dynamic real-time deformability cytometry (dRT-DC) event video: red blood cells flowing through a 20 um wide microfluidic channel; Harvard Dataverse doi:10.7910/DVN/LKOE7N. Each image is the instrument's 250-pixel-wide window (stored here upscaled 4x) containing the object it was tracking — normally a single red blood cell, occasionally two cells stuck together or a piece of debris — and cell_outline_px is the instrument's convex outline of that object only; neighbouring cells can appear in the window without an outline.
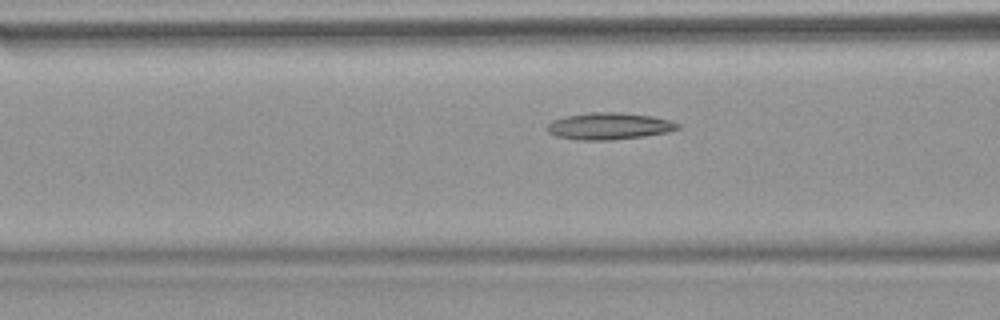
{"species": "common noctule bat (a hibernating species)", "species_latin": "Nyctalus noctula", "temperature_condition": "warm", "stored_images_in_passage": 53, "camera_frame_rate_fps": 3000, "um_per_image_px": 0.085, "animal": {"sex": "female", "body_mass_g": 18.4}, "frame": {"image": 1, "passage_image": 21, "time_ms": 6.667, "image_size_px": [1000, 320], "cell_outline_px": [[680, 128], [668, 132], [644, 136], [612, 140], [576, 140], [556, 136], [548, 132], [544, 128], [552, 120], [564, 116], [592, 112], [616, 112], [652, 116], [668, 120], [680, 124]], "centroid_in_image_um": [51.73, 10.72], "position_along_channel_um": 114.9, "area_um2": 20.52}}
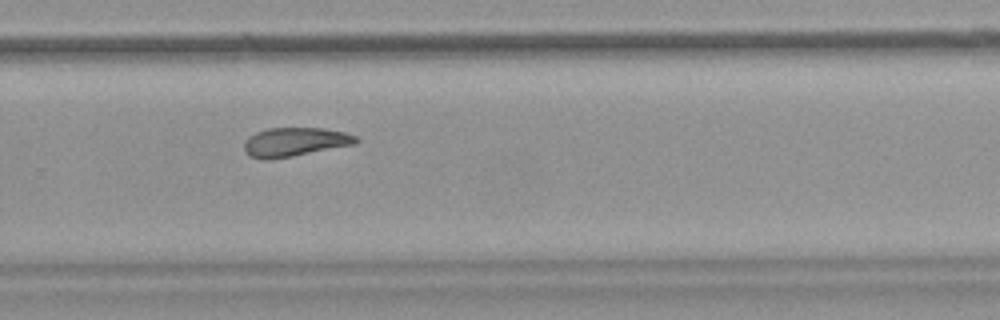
{"frame": {"image": 2, "passage_image": 36, "time_ms": 11.667, "image_size_px": [1000, 320], "cell_outline_px": [[360, 140], [356, 144], [292, 156], [268, 160], [260, 160], [248, 156], [244, 152], [244, 144], [256, 132], [268, 128], [324, 128], [344, 132], [356, 136]], "centroid_in_image_um": [25.06, 12.08], "position_along_channel_um": 304.7, "area_um2": 18.84}}
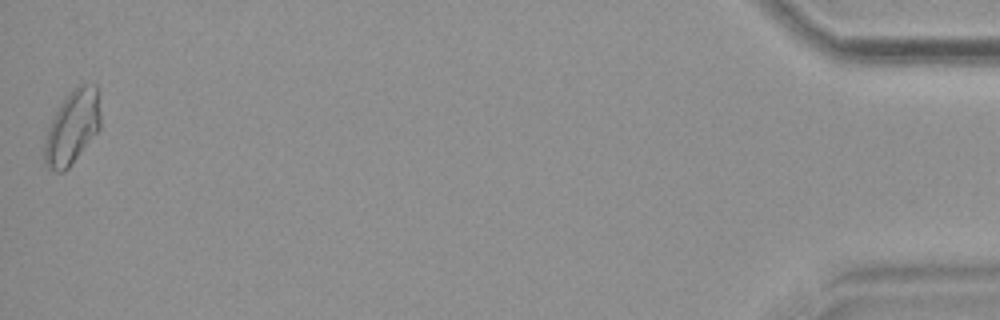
{"frame": {"image": 3, "passage_image": 53, "time_ms": 17.333, "image_size_px": [1000, 320], "cell_outline_px": [[100, 128], [68, 168], [64, 172], [56, 172], [48, 168], [44, 164], [44, 144], [48, 128], [52, 116], [64, 96], [68, 92], [80, 84], [96, 84], [100, 116]], "centroid_in_image_um": [6.11, 10.81], "position_along_channel_um": 429.1, "area_um2": 24.1}, "authors_computed_cell_mechanics": {"area_um2": 20.2878, "velocity_mm_per_s": 3.808, "shape_relaxation_time_tau1_ms": null, "shape_relaxation_time_tau2_ms": 6.8499, "deformation_change_tau1": null, "deformation_change_tau2": 0.1567}}